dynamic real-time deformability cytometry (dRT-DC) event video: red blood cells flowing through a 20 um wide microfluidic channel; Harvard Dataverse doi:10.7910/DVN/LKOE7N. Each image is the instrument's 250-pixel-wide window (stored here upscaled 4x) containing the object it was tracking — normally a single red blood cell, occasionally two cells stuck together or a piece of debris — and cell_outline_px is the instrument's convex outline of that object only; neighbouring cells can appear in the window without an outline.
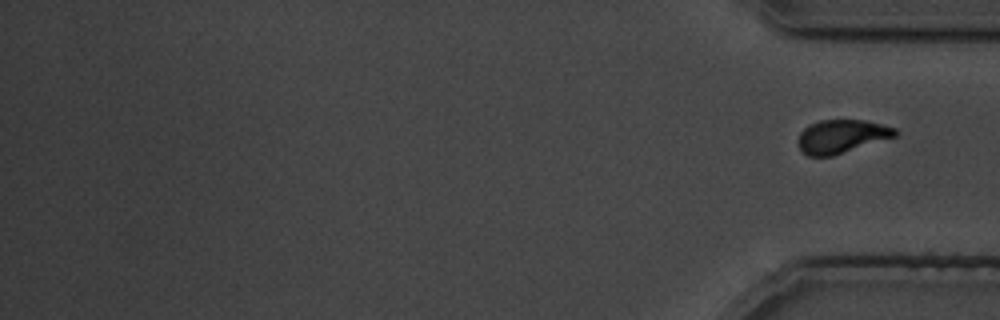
{"species": "common noctule bat (a hibernating species)", "species_latin": "Nyctalus noctula", "temperature_condition": "cold", "stored_images_in_passage": 40, "segment_of_instrument_passage": [2, 2], "camera_frame_rate_fps": 3000, "um_per_image_px": 0.085, "animal": {"sex": "male", "body_mass_g": 19.5, "forearm_length_mm": 54.6}, "frame": {"image": 1, "passage_image": 40, "time_ms": 49.0, "image_size_px": [1000, 320], "cell_outline_px": [[896, 136], [832, 156], [808, 156], [796, 144], [796, 140], [800, 132], [804, 128], [820, 120], [864, 120], [896, 128]], "centroid_in_image_um": [71.49, 11.59], "position_along_channel_um": 363.7, "area_um2": 18.73}}